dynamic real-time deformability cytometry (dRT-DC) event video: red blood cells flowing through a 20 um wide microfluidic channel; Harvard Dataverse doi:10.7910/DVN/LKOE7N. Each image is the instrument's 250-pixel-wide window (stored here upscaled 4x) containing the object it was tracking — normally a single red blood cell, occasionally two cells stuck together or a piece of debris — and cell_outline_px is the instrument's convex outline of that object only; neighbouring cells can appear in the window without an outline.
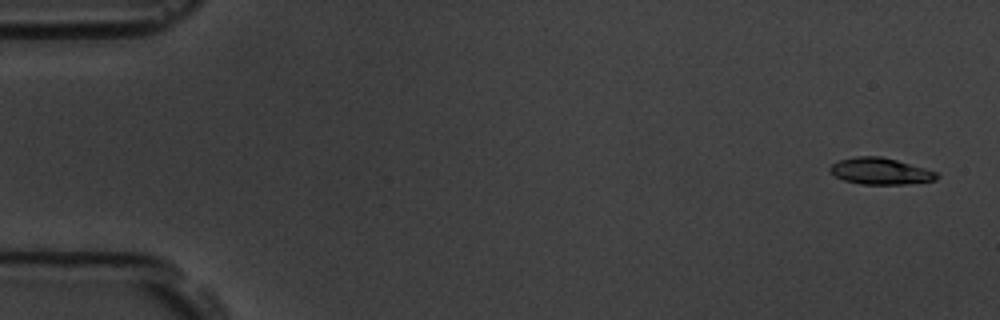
{"species": "common noctule bat (a hibernating species)", "species_latin": "Nyctalus noctula", "temperature_condition": "room temperature", "stored_images_in_passage": 4, "camera_frame_rate_fps": 3000, "um_per_image_px": 0.085, "animal": {"sex": "male", "body_mass_g": 19.5, "forearm_length_mm": 54.6}, "frame": {"image": 1, "passage_image": 1, "time_ms": 0.0, "image_size_px": [1000, 320], "cell_outline_px": [[940, 176], [936, 180], [904, 184], [860, 184], [844, 180], [828, 172], [828, 168], [832, 164], [840, 160], [856, 156], [880, 156], [896, 160], [924, 168], [936, 172]], "centroid_in_image_um": [74.8, 14.55], "position_along_channel_um": 10.2, "area_um2": 16.42}}
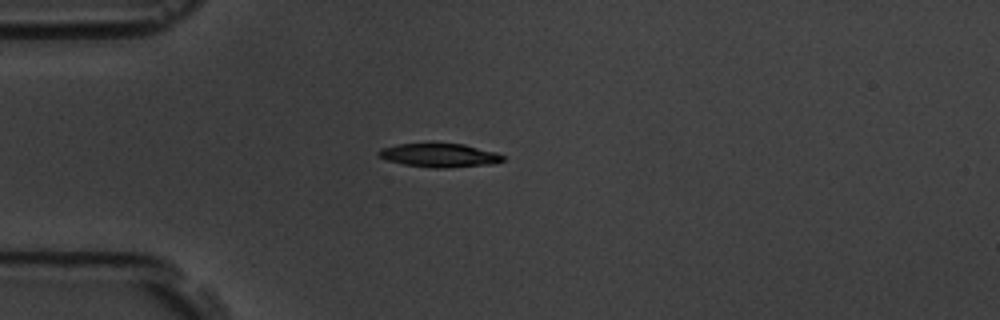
{"frame": {"image": 2, "passage_image": 4, "time_ms": 4.333, "image_size_px": [1000, 320], "cell_outline_px": [[504, 160], [492, 164], [448, 168], [432, 168], [404, 164], [388, 160], [380, 156], [376, 152], [380, 148], [396, 144], [464, 144], [496, 152], [504, 156]], "centroid_in_image_um": [37.36, 13.2], "position_along_channel_um": 47.6, "area_um2": 17.05}}